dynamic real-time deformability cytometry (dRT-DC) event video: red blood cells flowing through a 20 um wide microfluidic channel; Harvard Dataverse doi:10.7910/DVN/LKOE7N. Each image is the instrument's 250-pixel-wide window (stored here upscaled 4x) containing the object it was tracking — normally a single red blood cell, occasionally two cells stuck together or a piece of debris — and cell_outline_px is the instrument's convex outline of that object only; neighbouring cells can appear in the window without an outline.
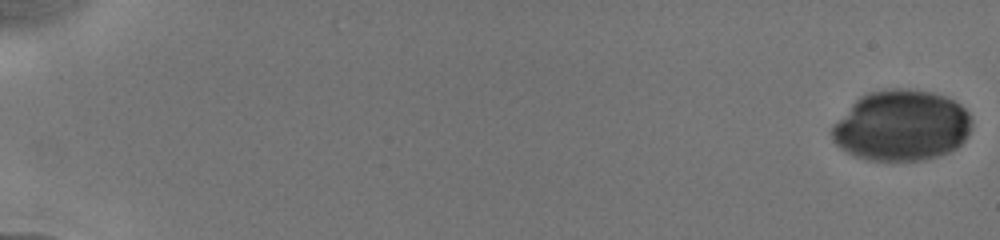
{"species": "human", "species_latin": "Homo sapiens", "temperature_condition": "cold", "stored_images_in_passage": 9, "camera_frame_rate_fps": 3000, "um_per_image_px": 0.085, "donor": {"sex": "male"}, "frame": {"image": 1, "passage_image": 1, "time_ms": 0.0, "image_size_px": [1000, 240], "cell_outline_px": [[972, 128], [968, 136], [956, 148], [948, 152], [936, 156], [920, 160], [868, 160], [852, 156], [840, 148], [832, 140], [832, 124], [860, 96], [868, 92], [892, 88], [908, 88], [932, 92], [956, 100], [968, 112], [972, 120]], "centroid_in_image_um": [76.63, 10.66], "position_along_channel_um": 8.4, "area_um2": 58.03}}
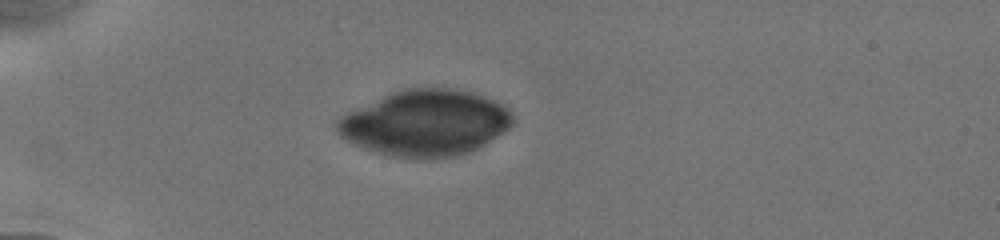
{"frame": {"image": 2, "passage_image": 7, "time_ms": 5.333, "image_size_px": [1000, 240], "cell_outline_px": [[512, 124], [504, 132], [480, 148], [472, 152], [460, 156], [388, 156], [364, 148], [340, 136], [336, 128], [336, 120], [340, 116], [348, 112], [392, 92], [404, 88], [448, 88], [472, 92], [484, 96], [508, 108], [512, 112]], "centroid_in_image_um": [36.17, 10.44], "position_along_channel_um": 48.8, "area_um2": 66.82}}